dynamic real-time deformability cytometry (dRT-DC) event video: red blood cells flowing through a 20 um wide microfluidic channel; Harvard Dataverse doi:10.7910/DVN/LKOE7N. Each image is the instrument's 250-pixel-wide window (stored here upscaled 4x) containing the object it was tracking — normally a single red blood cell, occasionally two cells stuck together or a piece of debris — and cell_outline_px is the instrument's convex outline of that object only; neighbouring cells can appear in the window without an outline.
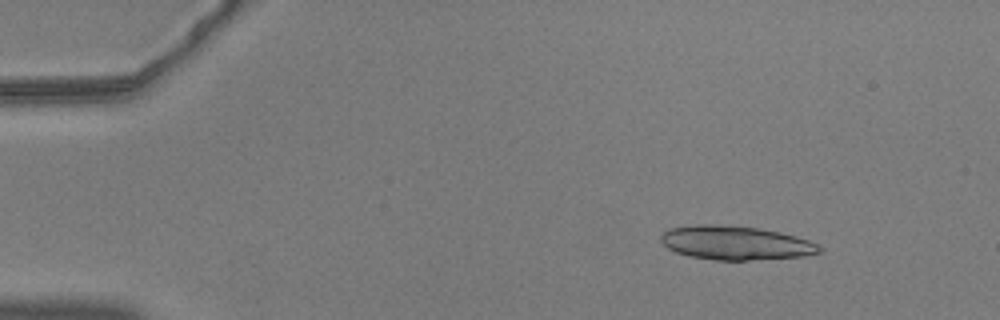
{"species": "common noctule bat (a hibernating species)", "species_latin": "Nyctalus noctula", "temperature_condition": "warm", "stored_images_in_passage": 29, "camera_frame_rate_fps": 3000, "um_per_image_px": 0.085, "animal": {"sex": "male", "body_mass_g": 20.5, "forearm_length_mm": 52.5}, "frame": {"image": 1, "passage_image": 7, "time_ms": 2.0, "image_size_px": [1000, 320], "cell_outline_px": [[824, 248], [820, 252], [804, 256], [748, 260], [716, 260], [688, 256], [676, 252], [668, 248], [660, 240], [660, 236], [668, 228], [696, 224], [716, 224], [756, 228], [780, 232], [796, 236], [808, 240]], "centroid_in_image_um": [62.5, 20.64], "position_along_channel_um": 22.5, "area_um2": 31.27}}
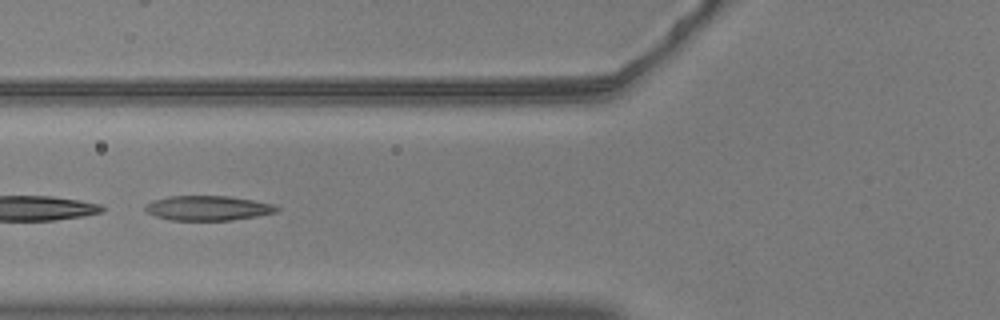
{"frame": {"image": 2, "passage_image": 22, "time_ms": 7.0, "image_size_px": [1000, 320], "cell_outline_px": [[280, 208], [276, 212], [260, 216], [232, 220], [172, 220], [156, 216], [148, 212], [144, 208], [152, 200], [168, 196], [228, 196], [252, 200], [272, 204]], "centroid_in_image_um": [17.69, 17.69], "position_along_channel_um": 108.1, "area_um2": 18.84}}